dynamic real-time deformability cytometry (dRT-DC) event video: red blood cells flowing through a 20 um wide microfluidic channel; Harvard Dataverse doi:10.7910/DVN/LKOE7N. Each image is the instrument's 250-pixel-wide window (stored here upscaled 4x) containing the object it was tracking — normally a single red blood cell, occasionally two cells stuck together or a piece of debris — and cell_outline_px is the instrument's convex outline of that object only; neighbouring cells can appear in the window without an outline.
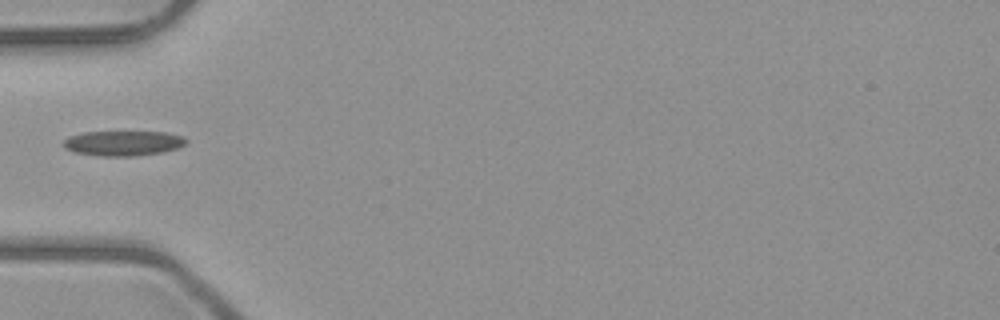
{"species": "common noctule bat (a hibernating species)", "species_latin": "Nyctalus noctula", "temperature_condition": "room temperature", "stored_images_in_passage": 4, "camera_frame_rate_fps": 3000, "um_per_image_px": 0.085, "animal": {"sex": "male", "body_mass_g": 23.1, "forearm_length_mm": 52.7}, "frame": {"image": 1, "passage_image": 4, "time_ms": 3.667, "image_size_px": [1000, 320], "cell_outline_px": [[188, 140], [184, 144], [176, 148], [160, 152], [132, 156], [100, 156], [76, 152], [64, 148], [64, 140], [68, 136], [84, 132], [164, 132], [184, 136]], "centroid_in_image_um": [10.45, 12.16], "position_along_channel_um": 74.5, "area_um2": 17.69}}